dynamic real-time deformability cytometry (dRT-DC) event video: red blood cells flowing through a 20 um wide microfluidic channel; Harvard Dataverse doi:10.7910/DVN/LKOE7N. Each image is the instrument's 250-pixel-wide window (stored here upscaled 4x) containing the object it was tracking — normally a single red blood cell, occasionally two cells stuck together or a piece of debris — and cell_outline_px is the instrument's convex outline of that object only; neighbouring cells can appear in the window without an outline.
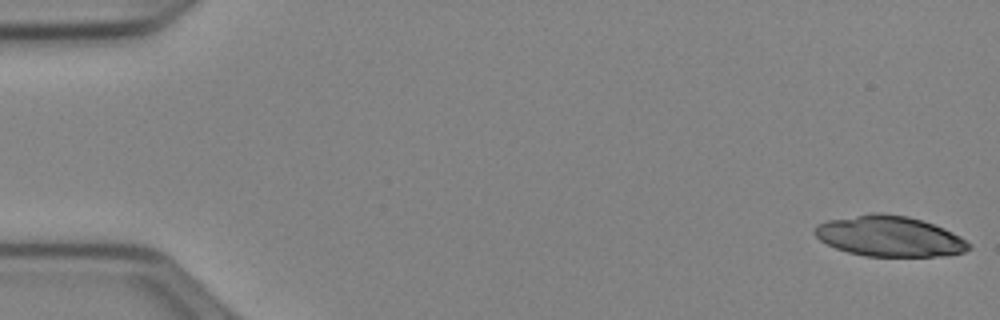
{"species": "Egyptian fruit bat (a non-hibernating species)", "species_latin": "Rousettus aegyptiacus", "temperature_condition": "cold", "stored_images_in_passage": 51, "camera_frame_rate_fps": 3000, "um_per_image_px": 0.085, "animal": {"sex": "female"}, "frame": {"image": 1, "passage_image": 1, "time_ms": 0.0, "image_size_px": [1000, 320], "cell_outline_px": [[972, 248], [964, 252], [944, 256], [864, 256], [848, 252], [836, 248], [820, 240], [812, 232], [812, 228], [816, 224], [828, 220], [872, 212], [880, 212], [908, 216], [944, 228], [960, 236], [972, 244]], "centroid_in_image_um": [75.59, 20.08], "position_along_channel_um": 9.4, "area_um2": 36.65}}